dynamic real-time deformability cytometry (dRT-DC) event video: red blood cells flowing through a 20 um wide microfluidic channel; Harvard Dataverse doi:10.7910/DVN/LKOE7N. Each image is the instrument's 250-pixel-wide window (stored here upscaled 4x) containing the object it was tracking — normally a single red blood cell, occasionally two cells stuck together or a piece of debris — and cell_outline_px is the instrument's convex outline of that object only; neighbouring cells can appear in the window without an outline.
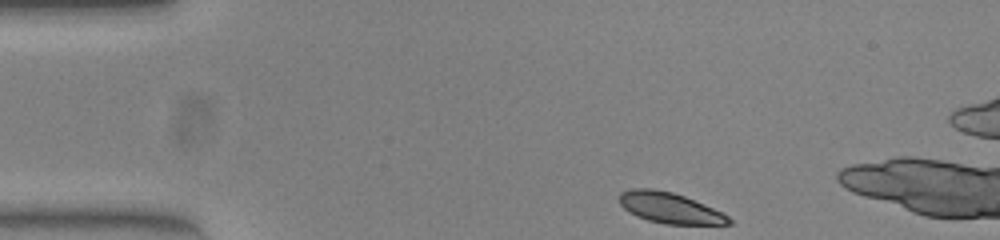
{"species": "common noctule bat (a hibernating species)", "species_latin": "Nyctalus noctula", "temperature_condition": "warm", "stored_images_in_passage": 7, "camera_frame_rate_fps": 3000, "um_per_image_px": 0.085, "animal": {"sex": "female", "body_mass_g": 23.0, "forearm_length_mm": 53.4}, "frame": {"image": 1, "passage_image": 1, "time_ms": 0.0, "image_size_px": [1000, 240], "cell_outline_px": [[732, 224], [664, 224], [648, 220], [636, 216], [628, 212], [620, 204], [620, 192], [632, 188], [652, 188], [672, 192], [684, 196], [704, 204], [728, 216], [732, 220]], "centroid_in_image_um": [56.9, 17.67], "position_along_channel_um": 28.1, "area_um2": 19.48}}